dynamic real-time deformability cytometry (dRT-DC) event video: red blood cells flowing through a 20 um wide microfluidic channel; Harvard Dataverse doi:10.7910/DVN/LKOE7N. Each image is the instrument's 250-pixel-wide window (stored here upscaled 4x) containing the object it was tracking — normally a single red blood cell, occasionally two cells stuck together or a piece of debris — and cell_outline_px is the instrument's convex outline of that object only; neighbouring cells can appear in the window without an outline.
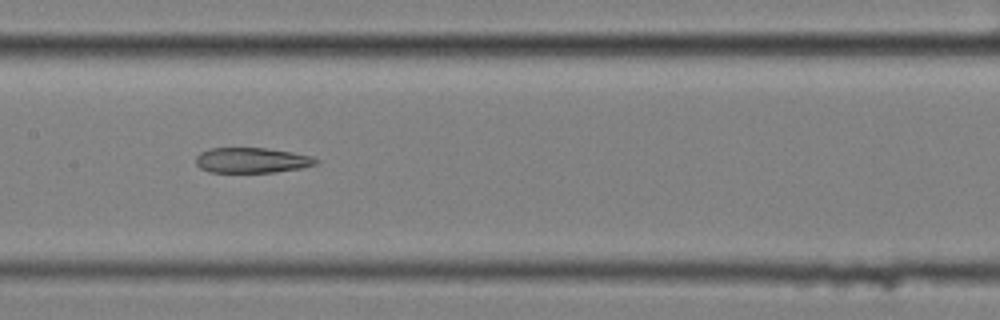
{"species": "common noctule bat (a hibernating species)", "species_latin": "Nyctalus noctula", "temperature_condition": "cold", "stored_images_in_passage": 9, "camera_frame_rate_fps": 3000, "um_per_image_px": 0.085, "animal": {"sex": "female", "body_mass_g": 25.1}, "frame": {"image": 1, "passage_image": 9, "time_ms": 2.667, "image_size_px": [1000, 320], "cell_outline_px": [[320, 160], [316, 164], [304, 168], [276, 172], [208, 172], [200, 168], [196, 164], [196, 156], [200, 152], [208, 148], [268, 148], [292, 152], [312, 156]], "centroid_in_image_um": [21.42, 13.62], "position_along_channel_um": 186.0, "area_um2": 17.92}}